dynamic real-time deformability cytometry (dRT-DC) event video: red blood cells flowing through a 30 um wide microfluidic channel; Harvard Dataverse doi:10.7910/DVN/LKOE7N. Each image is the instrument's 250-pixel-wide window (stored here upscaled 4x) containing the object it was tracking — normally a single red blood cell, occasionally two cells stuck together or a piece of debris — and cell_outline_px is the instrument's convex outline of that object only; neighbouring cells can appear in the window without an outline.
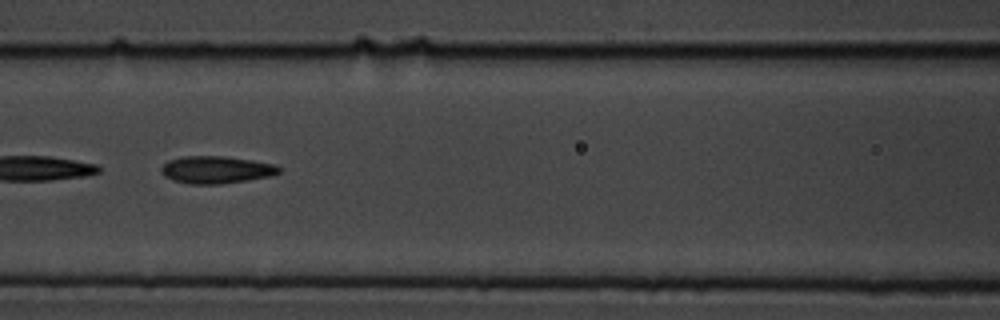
{"species": "common noctule bat (a hibernating species)", "species_latin": "Nyctalus noctula", "temperature_condition": "cold", "stored_images_in_passage": 11, "camera_frame_rate_fps": 3000, "um_per_image_px": 0.085, "animal": {"sex": "male", "body_mass_g": 19.5, "forearm_length_mm": 54.6}, "frame": {"image": 1, "passage_image": 7, "time_ms": 2.0, "image_size_px": [1000, 320], "cell_outline_px": [[280, 172], [272, 176], [248, 180], [220, 184], [188, 184], [172, 180], [164, 176], [160, 172], [160, 168], [168, 160], [184, 156], [224, 156], [252, 160], [276, 164], [280, 168]], "centroid_in_image_um": [18.37, 14.43], "position_along_channel_um": 148.2, "area_um2": 18.96}}
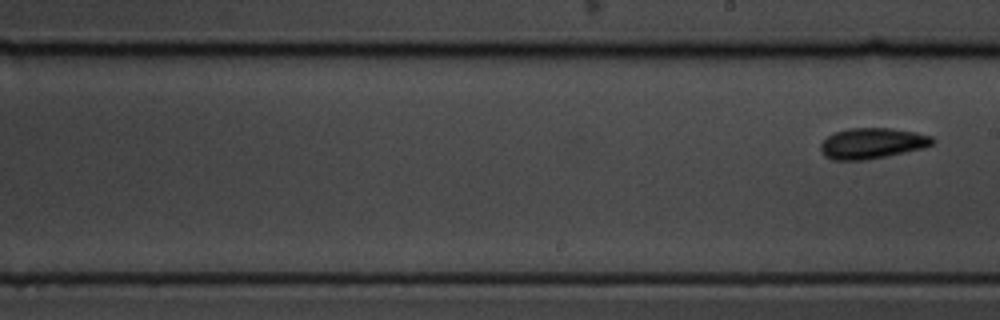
{"frame": {"image": 2, "passage_image": 11, "time_ms": 3.333, "image_size_px": [1000, 320], "cell_outline_px": [[936, 144], [924, 148], [864, 160], [832, 160], [824, 156], [820, 152], [820, 144], [828, 136], [836, 132], [848, 128], [888, 128], [916, 132], [932, 136], [936, 140]], "centroid_in_image_um": [74.14, 12.18], "position_along_channel_um": 214.9, "area_um2": 20.11}}